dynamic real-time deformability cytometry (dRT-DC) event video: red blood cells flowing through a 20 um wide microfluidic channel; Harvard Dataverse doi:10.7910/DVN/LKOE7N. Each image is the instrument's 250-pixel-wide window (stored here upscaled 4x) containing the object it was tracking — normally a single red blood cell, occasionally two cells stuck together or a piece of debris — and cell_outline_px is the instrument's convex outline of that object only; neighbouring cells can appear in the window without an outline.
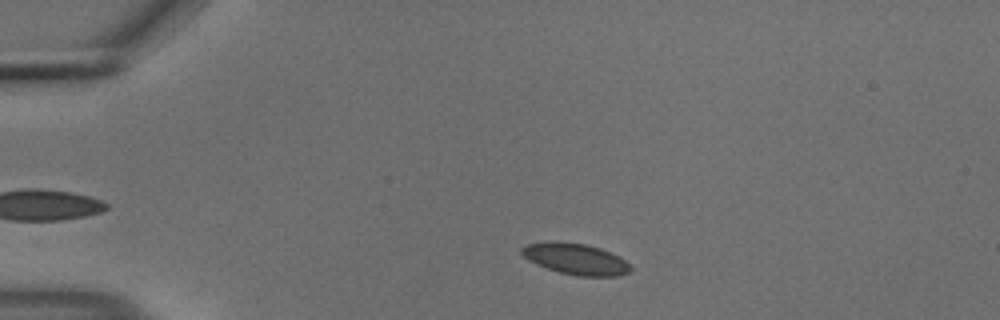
{"species": "common noctule bat (a hibernating species)", "species_latin": "Nyctalus noctula", "temperature_condition": "cold", "stored_images_in_passage": 48, "camera_frame_rate_fps": 3000, "um_per_image_px": 0.085, "animal": {"sex": "male", "body_mass_g": 18.8}, "frame": {"image": 1, "passage_image": 5, "time_ms": 1.333, "image_size_px": [1000, 320], "cell_outline_px": [[632, 268], [628, 272], [616, 276], [580, 276], [560, 272], [536, 264], [528, 260], [520, 252], [520, 248], [528, 244], [556, 240], [584, 244], [600, 248], [620, 256]], "centroid_in_image_um": [48.91, 22.0], "position_along_channel_um": 36.1, "area_um2": 19.65}}
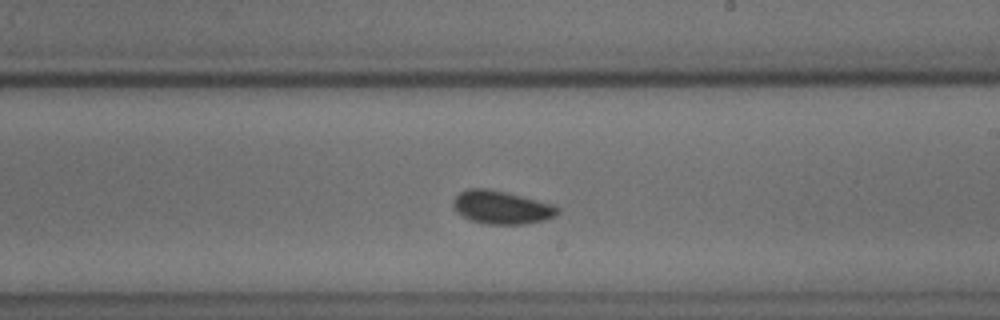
{"frame": {"image": 2, "passage_image": 26, "time_ms": 8.333, "image_size_px": [1000, 320], "cell_outline_px": [[560, 212], [556, 216], [544, 220], [524, 224], [488, 224], [472, 220], [456, 212], [452, 204], [452, 200], [460, 192], [468, 188], [488, 188], [556, 204], [560, 208]], "centroid_in_image_um": [42.66, 17.62], "position_along_channel_um": 246.3, "area_um2": 20.35}}
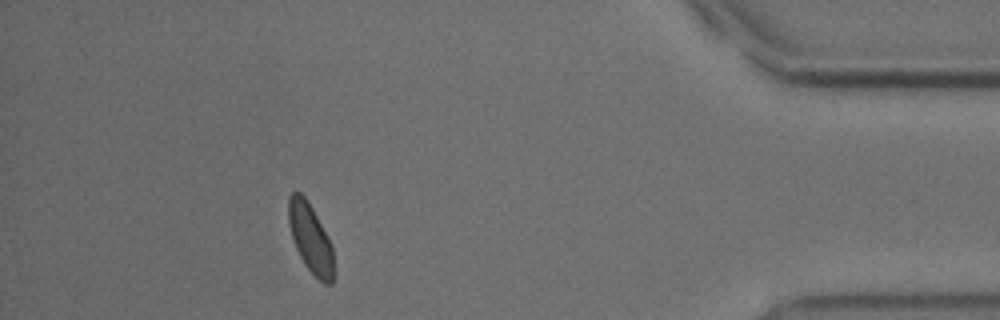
{"frame": {"image": 3, "passage_image": 43, "time_ms": 14.0, "image_size_px": [1000, 320], "cell_outline_px": [[332, 284], [324, 284], [304, 264], [296, 248], [288, 224], [288, 196], [292, 192], [300, 192], [304, 196], [312, 208], [332, 244]], "centroid_in_image_um": [26.36, 20.21], "position_along_channel_um": 408.8, "area_um2": 17.8}, "authors_computed_cell_mechanics": {"area_um2": 19.2763, "velocity_mm_per_s": 3.6693, "shape_relaxation_time_tau1_ms": null, "shape_relaxation_time_tau2_ms": 1.2708, "deformation_change_tau1": null, "deformation_change_tau2": 0.0436}}